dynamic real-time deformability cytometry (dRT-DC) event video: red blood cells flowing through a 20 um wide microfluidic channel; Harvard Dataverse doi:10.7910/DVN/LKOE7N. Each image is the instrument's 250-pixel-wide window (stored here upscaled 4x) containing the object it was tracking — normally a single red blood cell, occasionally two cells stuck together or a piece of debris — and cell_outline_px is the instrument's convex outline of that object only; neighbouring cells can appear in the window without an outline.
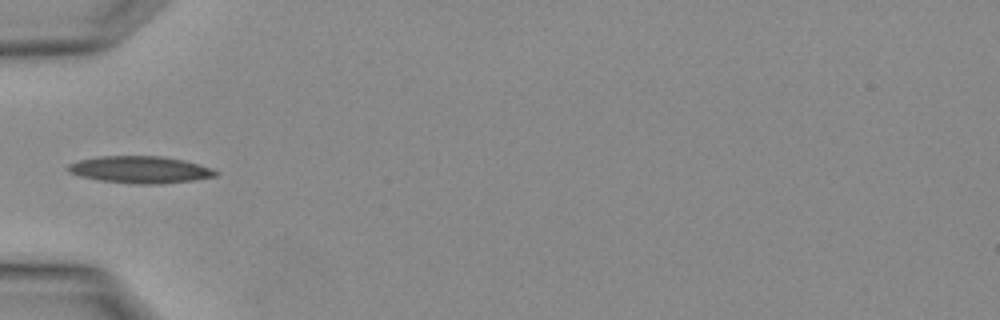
{"species": "Egyptian fruit bat (a non-hibernating species)", "species_latin": "Rousettus aegyptiacus", "temperature_condition": "warm", "stored_images_in_passage": 2, "camera_frame_rate_fps": 3000, "um_per_image_px": 0.085, "animal": {"sex": "female"}, "frame": {"image": 1, "passage_image": 2, "time_ms": 0.333, "image_size_px": [1000, 320], "cell_outline_px": [[216, 176], [192, 180], [164, 184], [136, 184], [100, 180], [80, 176], [68, 172], [64, 168], [68, 164], [80, 160], [100, 156], [160, 156], [180, 160], [212, 168], [216, 172]], "centroid_in_image_um": [11.84, 14.42], "position_along_channel_um": 73.2, "area_um2": 23.0}}